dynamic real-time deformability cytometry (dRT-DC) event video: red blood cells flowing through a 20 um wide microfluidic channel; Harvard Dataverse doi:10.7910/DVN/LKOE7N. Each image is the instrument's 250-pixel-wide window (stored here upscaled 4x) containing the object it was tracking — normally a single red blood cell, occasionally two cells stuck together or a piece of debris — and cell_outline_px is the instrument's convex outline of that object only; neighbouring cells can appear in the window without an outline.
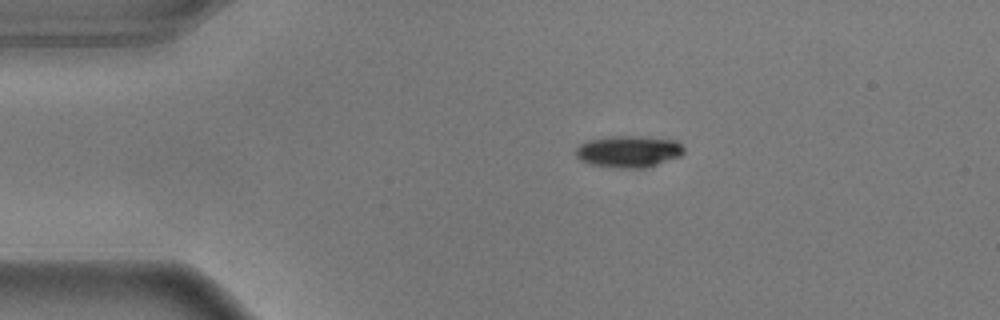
{"species": "common noctule bat (a hibernating species)", "species_latin": "Nyctalus noctula", "temperature_condition": "warm", "stored_images_in_passage": 46, "camera_frame_rate_fps": 3000, "um_per_image_px": 0.085, "animal": {"sex": "male", "body_mass_g": 17.9}, "frame": {"image": 1, "passage_image": 1, "time_ms": 0.0, "image_size_px": [1000, 320], "cell_outline_px": [[684, 152], [680, 156], [648, 168], [620, 168], [588, 164], [580, 160], [576, 156], [576, 148], [580, 144], [588, 140], [608, 136], [636, 136], [676, 140], [684, 148]], "centroid_in_image_um": [53.42, 12.88], "position_along_channel_um": 31.6, "area_um2": 20.11}}
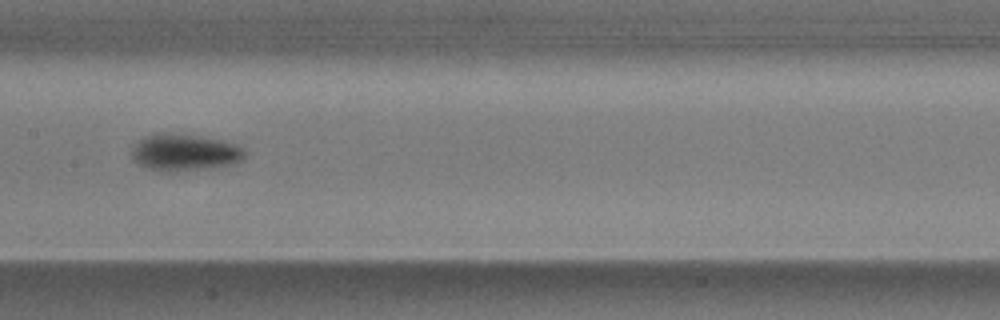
{"frame": {"image": 2, "passage_image": 18, "time_ms": 5.667, "image_size_px": [1000, 320], "cell_outline_px": [[248, 152], [244, 160], [228, 164], [204, 168], [168, 172], [152, 168], [140, 164], [132, 156], [132, 152], [136, 144], [144, 136], [160, 132], [196, 136], [220, 140], [236, 144], [244, 148]], "centroid_in_image_um": [15.74, 12.94], "position_along_channel_um": 191.7, "area_um2": 23.7}}
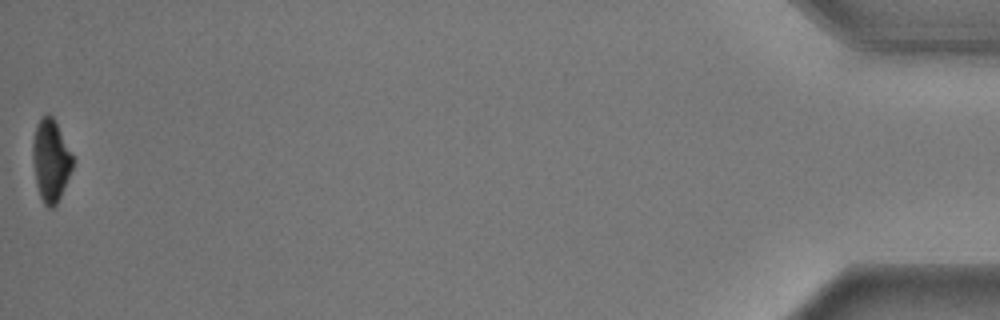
{"frame": {"image": 3, "passage_image": 46, "time_ms": 15.0, "image_size_px": [1000, 320], "cell_outline_px": [[72, 168], [60, 196], [56, 204], [52, 208], [48, 208], [44, 204], [40, 196], [36, 184], [32, 160], [32, 144], [36, 124], [40, 116], [48, 112], [52, 116], [72, 156]], "centroid_in_image_um": [4.26, 13.62], "position_along_channel_um": 430.9, "area_um2": 18.84}, "authors_computed_cell_mechanics": {"area_um2": 21.675, "velocity_mm_per_s": 3.6221, "shape_relaxation_time_tau1_ms": 2.0132, "shape_relaxation_time_tau2_ms": null, "deformation_change_tau1": 0.1275, "deformation_change_tau2": null}}